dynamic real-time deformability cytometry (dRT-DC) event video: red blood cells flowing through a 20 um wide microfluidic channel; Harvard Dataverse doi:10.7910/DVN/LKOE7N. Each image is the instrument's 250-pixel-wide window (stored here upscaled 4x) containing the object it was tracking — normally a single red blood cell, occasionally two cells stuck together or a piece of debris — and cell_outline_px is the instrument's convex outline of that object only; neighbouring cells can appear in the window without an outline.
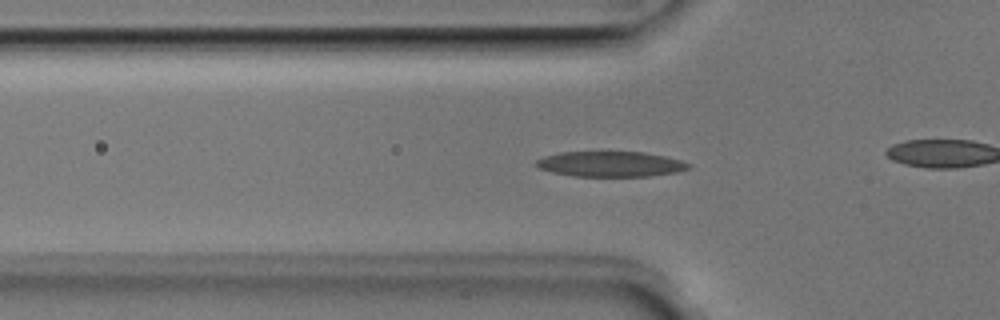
{"species": "Egyptian fruit bat (a non-hibernating species)", "species_latin": "Rousettus aegyptiacus", "temperature_condition": "room temperature", "stored_images_in_passage": 41, "camera_frame_rate_fps": 3000, "um_per_image_px": 0.085, "animal": {"sex": "male"}, "frame": {"image": 1, "passage_image": 16, "time_ms": 5.0, "image_size_px": [1000, 320], "cell_outline_px": [[692, 168], [676, 172], [652, 176], [572, 176], [552, 172], [540, 168], [536, 164], [536, 160], [544, 156], [560, 152], [644, 152], [664, 156], [680, 160], [692, 164]], "centroid_in_image_um": [51.93, 13.94], "position_along_channel_um": 73.9, "area_um2": 22.48}}
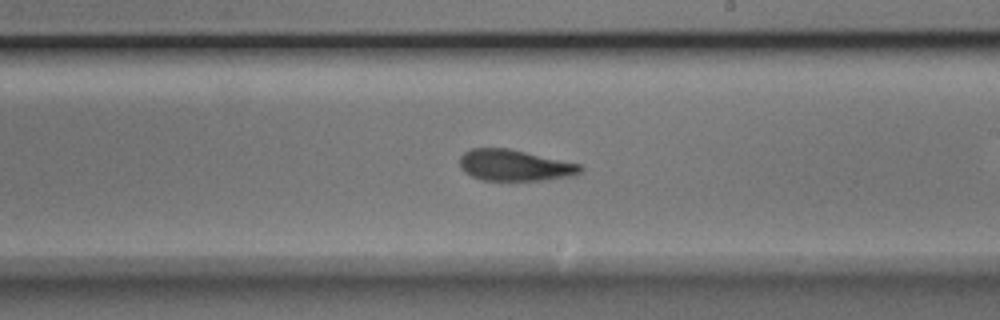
{"frame": {"image": 2, "passage_image": 29, "time_ms": 9.333, "image_size_px": [1000, 320], "cell_outline_px": [[584, 168], [580, 172], [572, 176], [544, 180], [480, 180], [464, 172], [460, 168], [460, 156], [464, 152], [472, 148], [508, 148], [580, 164]], "centroid_in_image_um": [43.72, 14.05], "position_along_channel_um": 245.3, "area_um2": 21.91}}
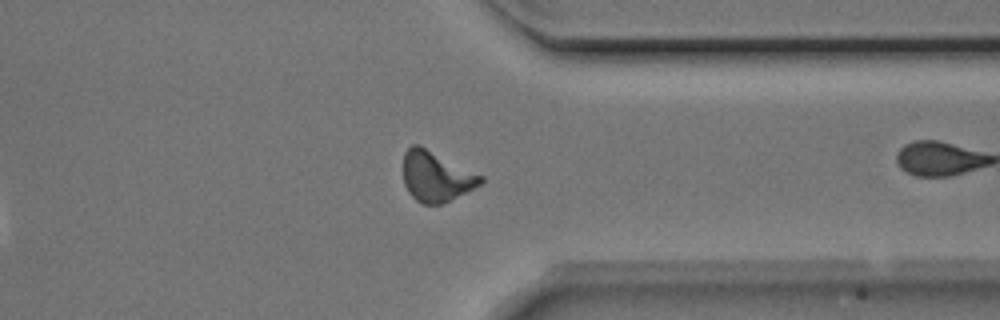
{"frame": {"image": 3, "passage_image": 39, "time_ms": 12.667, "image_size_px": [1000, 320], "cell_outline_px": [[484, 180], [480, 184], [440, 204], [424, 204], [416, 200], [408, 192], [404, 184], [404, 152], [412, 144], [420, 144], [484, 176]], "centroid_in_image_um": [37.05, 14.96], "position_along_channel_um": 374.4, "area_um2": 22.48}}